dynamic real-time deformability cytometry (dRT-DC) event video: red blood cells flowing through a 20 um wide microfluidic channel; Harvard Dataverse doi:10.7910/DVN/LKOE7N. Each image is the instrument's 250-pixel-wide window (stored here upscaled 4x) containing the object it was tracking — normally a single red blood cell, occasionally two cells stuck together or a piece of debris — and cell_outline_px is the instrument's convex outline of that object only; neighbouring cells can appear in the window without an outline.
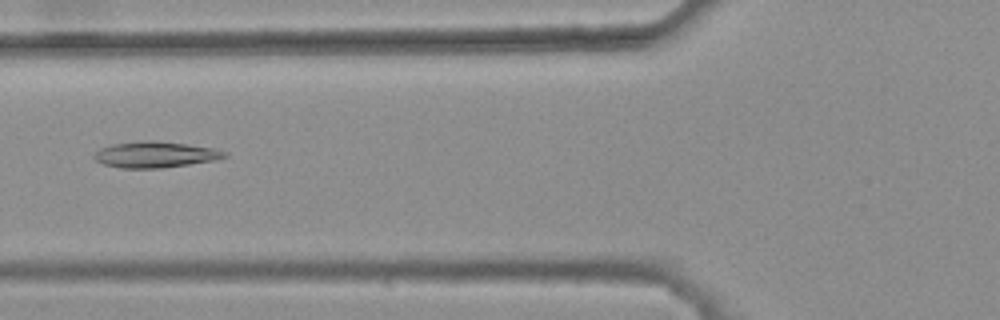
{"species": "common noctule bat (a hibernating species)", "species_latin": "Nyctalus noctula", "temperature_condition": "warm", "stored_images_in_passage": 37, "camera_frame_rate_fps": 3000, "um_per_image_px": 0.085, "animal": {"sex": "female", "body_mass_g": 25.1}, "frame": {"image": 1, "passage_image": 11, "time_ms": 3.333, "image_size_px": [1000, 320], "cell_outline_px": [[228, 156], [216, 160], [160, 168], [120, 168], [104, 164], [96, 160], [92, 156], [100, 148], [112, 144], [140, 140], [152, 140], [188, 144], [216, 148], [228, 152]], "centroid_in_image_um": [13.22, 13.13], "position_along_channel_um": 112.6, "area_um2": 19.94}}
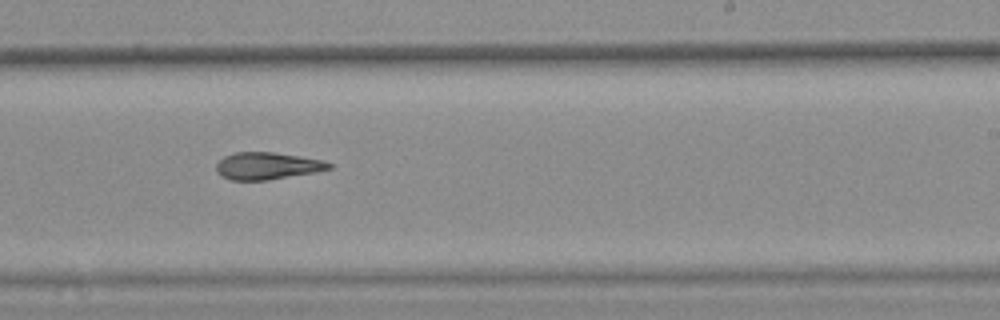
{"frame": {"image": 2, "passage_image": 23, "time_ms": 7.333, "image_size_px": [1000, 320], "cell_outline_px": [[332, 168], [312, 172], [268, 180], [232, 180], [216, 172], [216, 164], [224, 156], [236, 152], [276, 152], [324, 160], [332, 164]], "centroid_in_image_um": [22.71, 14.09], "position_along_channel_um": 266.3, "area_um2": 17.69}}
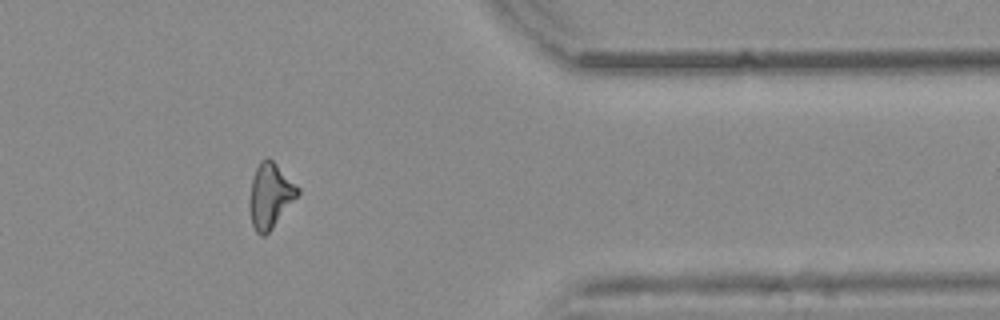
{"frame": {"image": 3, "passage_image": 34, "time_ms": 11.0, "image_size_px": [1000, 320], "cell_outline_px": [[300, 192], [272, 228], [264, 236], [260, 236], [256, 232], [252, 224], [248, 208], [248, 200], [252, 180], [256, 168], [260, 160], [268, 156], [300, 188]], "centroid_in_image_um": [22.93, 16.62], "position_along_channel_um": 388.5, "area_um2": 18.15}, "authors_computed_cell_mechanics": {"area_um2": 18.2648, "velocity_mm_per_s": 3.8438, "shape_relaxation_time_tau1_ms": null, "shape_relaxation_time_tau2_ms": 7.087, "deformation_change_tau1": null, "deformation_change_tau2": 0.169}}